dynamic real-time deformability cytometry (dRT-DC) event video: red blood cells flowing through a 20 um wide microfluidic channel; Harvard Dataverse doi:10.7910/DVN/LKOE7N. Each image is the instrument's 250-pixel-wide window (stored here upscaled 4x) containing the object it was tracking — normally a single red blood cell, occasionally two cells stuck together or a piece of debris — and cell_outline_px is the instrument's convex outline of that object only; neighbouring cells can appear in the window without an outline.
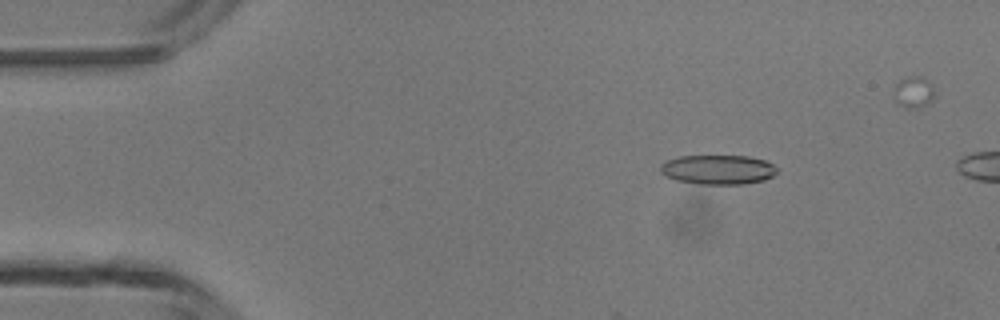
{"species": "common noctule bat (a hibernating species)", "species_latin": "Nyctalus noctula", "temperature_condition": "room temperature", "stored_images_in_passage": 3, "camera_frame_rate_fps": 3000, "um_per_image_px": 0.085, "animal": {"sex": "male", "body_mass_g": 13.3}, "frame": {"image": 1, "passage_image": 2, "time_ms": 1.0, "image_size_px": [1000, 320], "cell_outline_px": [[776, 172], [772, 176], [764, 180], [744, 184], [700, 184], [676, 180], [660, 172], [660, 164], [664, 160], [680, 156], [748, 156], [764, 160], [772, 164], [776, 168]], "centroid_in_image_um": [61.0, 14.41], "position_along_channel_um": 24.0, "area_um2": 20.0}}